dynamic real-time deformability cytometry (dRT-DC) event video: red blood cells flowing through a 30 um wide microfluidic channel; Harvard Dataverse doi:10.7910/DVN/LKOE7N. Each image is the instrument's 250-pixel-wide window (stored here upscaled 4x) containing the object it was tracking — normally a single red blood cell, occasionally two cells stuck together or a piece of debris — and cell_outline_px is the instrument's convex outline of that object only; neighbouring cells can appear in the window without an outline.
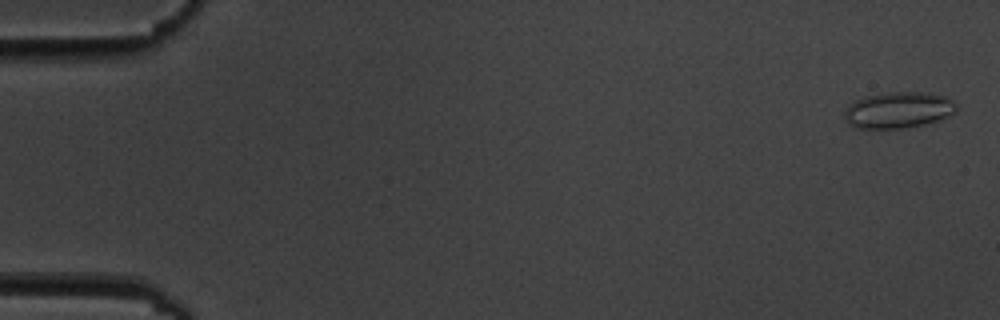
{"species": "common noctule bat (a hibernating species)", "species_latin": "Nyctalus noctula", "temperature_condition": "cold", "stored_images_in_passage": 8, "camera_frame_rate_fps": 3000, "um_per_image_px": 0.085, "animal": {"sex": "male", "body_mass_g": 19.5, "forearm_length_mm": 54.6}, "frame": {"image": 1, "passage_image": 1, "time_ms": 0.0, "image_size_px": [1000, 320], "cell_outline_px": [[956, 108], [948, 116], [924, 124], [900, 128], [860, 128], [848, 124], [844, 116], [844, 112], [856, 100], [868, 96], [888, 92], [924, 92], [944, 96], [952, 100], [956, 104]], "centroid_in_image_um": [76.35, 9.35], "position_along_channel_um": 8.6, "area_um2": 23.12}}
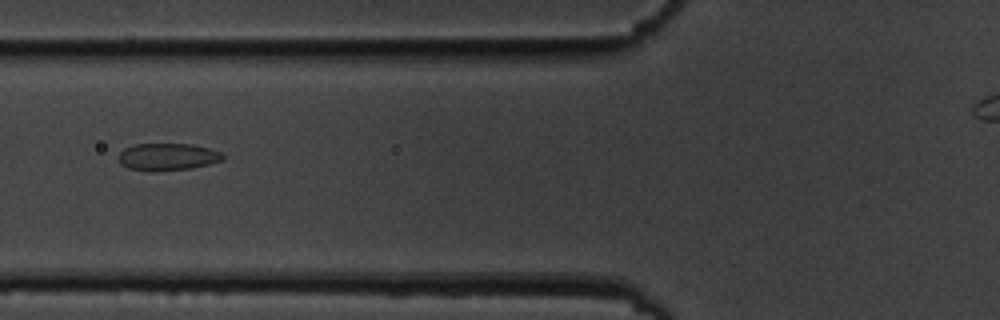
{"frame": {"image": 2, "passage_image": 7, "time_ms": 7.0, "image_size_px": [1000, 320], "cell_outline_px": [[224, 160], [208, 164], [188, 168], [152, 172], [128, 168], [120, 164], [120, 152], [124, 148], [136, 144], [192, 144], [208, 148], [220, 152], [224, 156]], "centroid_in_image_um": [14.23, 13.33], "position_along_channel_um": 111.6, "area_um2": 16.42}}
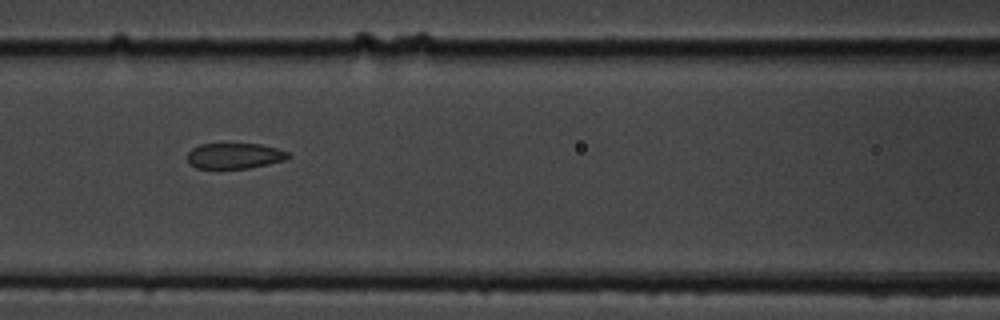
{"frame": {"image": 3, "passage_image": 8, "time_ms": 8.0, "image_size_px": [1000, 320], "cell_outline_px": [[292, 156], [284, 160], [268, 164], [248, 168], [196, 168], [188, 160], [188, 152], [192, 148], [200, 144], [224, 140], [260, 144], [276, 148], [288, 152]], "centroid_in_image_um": [19.92, 13.18], "position_along_channel_um": 146.7, "area_um2": 15.78}}